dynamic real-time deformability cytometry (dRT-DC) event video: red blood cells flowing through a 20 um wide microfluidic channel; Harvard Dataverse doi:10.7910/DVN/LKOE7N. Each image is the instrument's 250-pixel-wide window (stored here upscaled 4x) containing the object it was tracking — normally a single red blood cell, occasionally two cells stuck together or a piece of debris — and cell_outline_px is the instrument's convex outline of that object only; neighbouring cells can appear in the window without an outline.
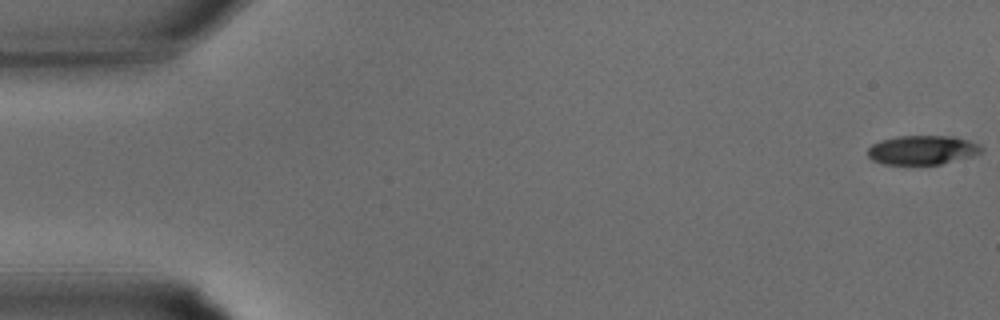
{"species": "common noctule bat (a hibernating species)", "species_latin": "Nyctalus noctula", "temperature_condition": "warm", "stored_images_in_passage": 31, "camera_frame_rate_fps": 3000, "um_per_image_px": 0.085, "animal": {"sex": "male", "body_mass_g": 15.6}, "frame": {"image": 1, "passage_image": 1, "time_ms": 0.0, "image_size_px": [1000, 320], "cell_outline_px": [[984, 148], [980, 152], [972, 156], [940, 164], [884, 164], [872, 160], [868, 156], [868, 148], [872, 144], [880, 140], [900, 136], [956, 136], [980, 144]], "centroid_in_image_um": [78.41, 12.74], "position_along_channel_um": 6.6, "area_um2": 19.31}}
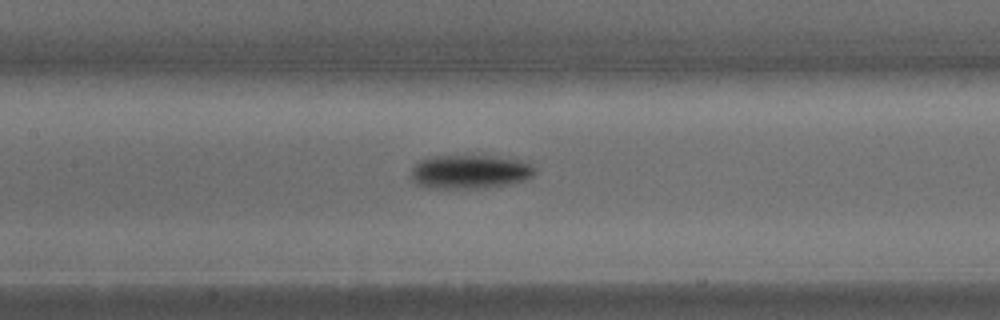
{"frame": {"image": 2, "passage_image": 16, "time_ms": 5.0, "image_size_px": [1000, 320], "cell_outline_px": [[536, 172], [532, 176], [524, 180], [508, 184], [476, 188], [428, 188], [416, 184], [412, 180], [412, 168], [420, 160], [432, 156], [484, 156], [520, 160], [536, 168]], "centroid_in_image_um": [39.9, 14.61], "position_along_channel_um": 167.5, "area_um2": 24.1}}
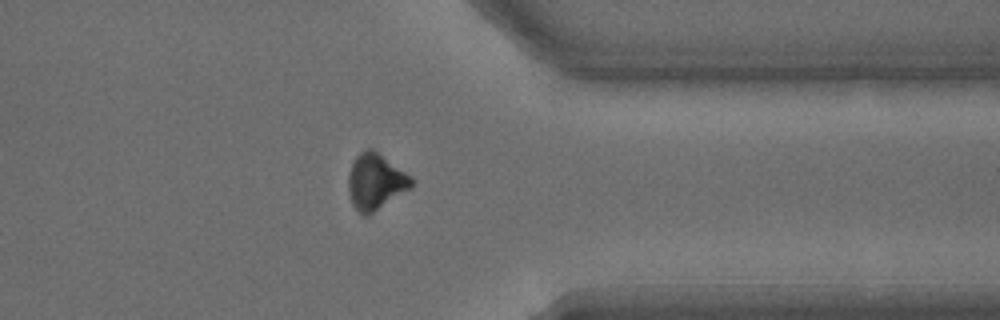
{"frame": {"image": 3, "passage_image": 27, "time_ms": 8.667, "image_size_px": [1000, 320], "cell_outline_px": [[416, 180], [412, 188], [368, 216], [364, 216], [352, 204], [348, 188], [348, 176], [352, 164], [356, 156], [364, 148], [372, 148], [412, 176]], "centroid_in_image_um": [31.96, 15.44], "position_along_channel_um": 379.4, "area_um2": 20.81}}